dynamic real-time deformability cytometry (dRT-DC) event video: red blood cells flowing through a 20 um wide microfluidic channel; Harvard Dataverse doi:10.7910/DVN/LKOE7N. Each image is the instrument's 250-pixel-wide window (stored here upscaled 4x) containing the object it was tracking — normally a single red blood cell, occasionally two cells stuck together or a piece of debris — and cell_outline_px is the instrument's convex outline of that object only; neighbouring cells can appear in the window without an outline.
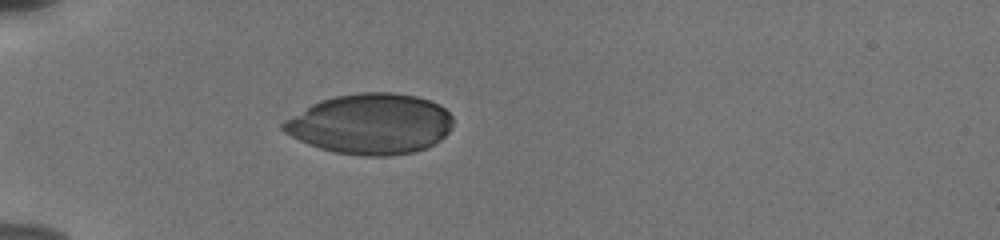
{"species": "human", "species_latin": "Homo sapiens", "temperature_condition": "cold", "stored_images_in_passage": 7, "camera_frame_rate_fps": 3000, "um_per_image_px": 0.085, "donor": {"sex": "male"}, "frame": {"image": 1, "passage_image": 1, "time_ms": 0.0, "image_size_px": [1000, 240], "cell_outline_px": [[452, 128], [440, 140], [428, 148], [412, 152], [388, 156], [364, 156], [336, 152], [320, 148], [308, 144], [284, 132], [280, 128], [280, 124], [284, 120], [312, 104], [320, 100], [336, 96], [360, 92], [392, 92], [416, 96], [440, 104], [452, 116]], "centroid_in_image_um": [31.51, 10.53], "position_along_channel_um": 53.5, "area_um2": 59.88}}